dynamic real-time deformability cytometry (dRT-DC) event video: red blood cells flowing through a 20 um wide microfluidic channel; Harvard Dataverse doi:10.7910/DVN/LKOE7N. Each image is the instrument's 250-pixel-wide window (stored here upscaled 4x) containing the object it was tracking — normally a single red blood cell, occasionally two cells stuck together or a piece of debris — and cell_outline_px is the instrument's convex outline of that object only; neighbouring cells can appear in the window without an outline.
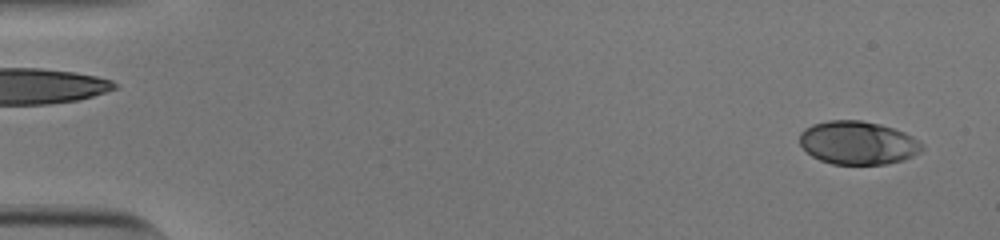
{"species": "human", "species_latin": "Homo sapiens", "temperature_condition": "cold", "stored_images_in_passage": 53, "camera_frame_rate_fps": 3000, "um_per_image_px": 0.085, "donor": {"sex": "male"}, "frame": {"image": 1, "passage_image": 2, "time_ms": 0.333, "image_size_px": [1000, 240], "cell_outline_px": [[924, 148], [920, 152], [904, 160], [888, 164], [832, 164], [820, 160], [812, 156], [800, 144], [800, 132], [804, 128], [812, 124], [828, 120], [860, 120], [880, 124], [904, 132], [912, 136], [924, 144]], "centroid_in_image_um": [72.93, 12.14], "position_along_channel_um": 12.1, "area_um2": 31.04}}
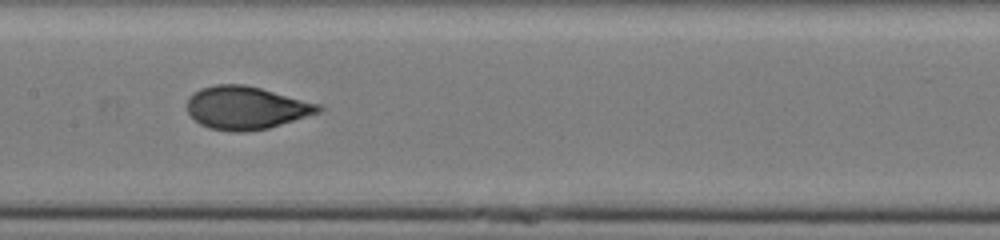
{"frame": {"image": 2, "passage_image": 27, "time_ms": 8.667, "image_size_px": [1000, 240], "cell_outline_px": [[324, 108], [320, 112], [268, 128], [244, 132], [236, 132], [208, 128], [200, 124], [188, 112], [188, 96], [200, 88], [216, 84], [244, 84], [260, 88], [320, 104]], "centroid_in_image_um": [20.91, 9.16], "position_along_channel_um": 186.5, "area_um2": 32.71}}
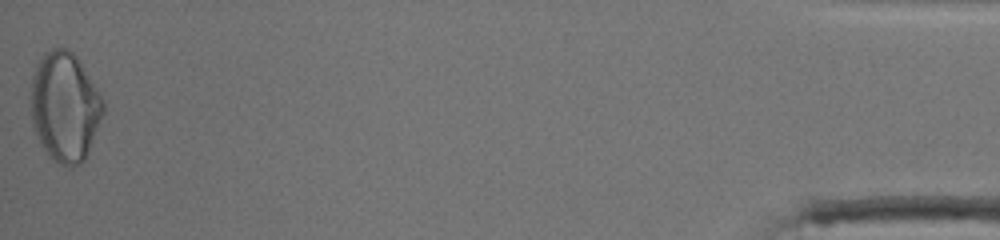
{"frame": {"image": 3, "passage_image": 53, "time_ms": 17.333, "image_size_px": [1000, 240], "cell_outline_px": [[104, 112], [88, 152], [84, 160], [80, 164], [72, 168], [68, 168], [60, 164], [48, 156], [32, 124], [32, 76], [36, 64], [44, 52], [52, 48], [68, 48], [80, 60], [104, 100]], "centroid_in_image_um": [5.53, 9.07], "position_along_channel_um": 429.7, "area_um2": 46.18}, "authors_computed_cell_mechanics": {"area_um2": 32.3102, "velocity_mm_per_s": 3.8307, "shape_relaxation_time_tau1_ms": 4.9346, "shape_relaxation_time_tau2_ms": null, "deformation_change_tau1": 0.1782, "deformation_change_tau2": null}}